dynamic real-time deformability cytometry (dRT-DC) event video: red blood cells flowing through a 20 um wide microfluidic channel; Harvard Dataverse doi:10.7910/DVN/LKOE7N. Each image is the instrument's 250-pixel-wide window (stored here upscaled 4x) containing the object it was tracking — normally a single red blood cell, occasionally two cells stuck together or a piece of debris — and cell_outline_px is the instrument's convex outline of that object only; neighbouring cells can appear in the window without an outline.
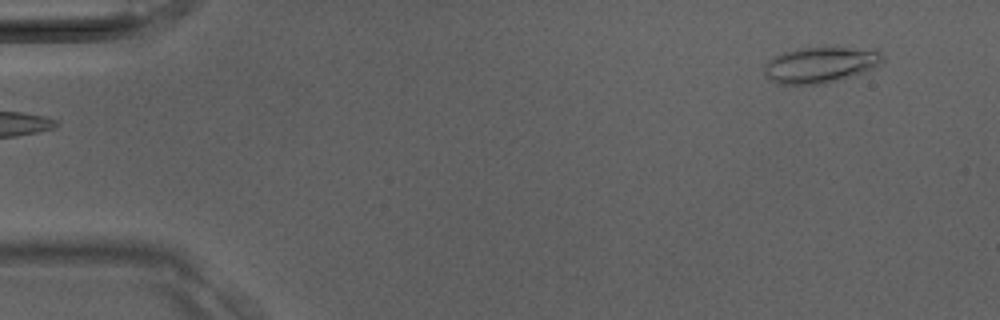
{"species": "Egyptian fruit bat (a non-hibernating species)", "species_latin": "Rousettus aegyptiacus", "temperature_condition": "room temperature", "stored_images_in_passage": 37, "camera_frame_rate_fps": 3000, "um_per_image_px": 0.085, "animal": {"sex": "male"}, "frame": {"image": 1, "passage_image": 1, "time_ms": 0.0, "image_size_px": [1000, 320], "cell_outline_px": [[884, 60], [876, 68], [824, 84], [776, 84], [768, 80], [764, 76], [764, 64], [768, 60], [784, 52], [796, 48], [816, 44], [836, 44], [880, 48], [884, 56]], "centroid_in_image_um": [69.82, 5.42], "position_along_channel_um": 15.2, "area_um2": 26.65}}
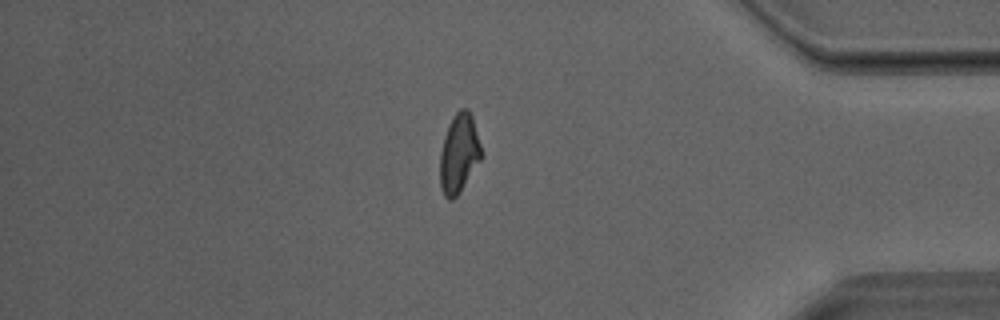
{"frame": {"image": 2, "passage_image": 31, "time_ms": 10.0, "image_size_px": [1000, 320], "cell_outline_px": [[484, 156], [460, 192], [452, 200], [448, 200], [444, 196], [440, 188], [440, 152], [444, 136], [448, 124], [452, 116], [460, 108], [468, 108], [472, 116]], "centroid_in_image_um": [39.02, 13.05], "position_along_channel_um": 396.2, "area_um2": 19.42}}
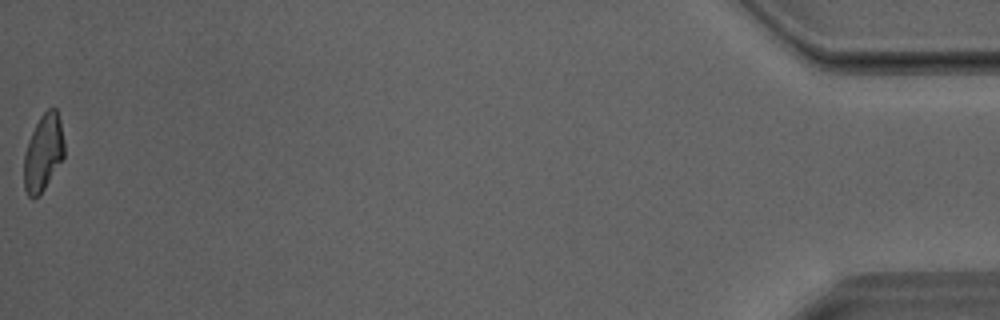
{"frame": {"image": 3, "passage_image": 37, "time_ms": 12.0, "image_size_px": [1000, 320], "cell_outline_px": [[64, 156], [44, 188], [32, 200], [28, 196], [24, 188], [24, 152], [28, 140], [40, 116], [48, 108], [56, 108], [60, 120], [64, 140]], "centroid_in_image_um": [3.67, 12.95], "position_along_channel_um": 431.5, "area_um2": 17.86}}